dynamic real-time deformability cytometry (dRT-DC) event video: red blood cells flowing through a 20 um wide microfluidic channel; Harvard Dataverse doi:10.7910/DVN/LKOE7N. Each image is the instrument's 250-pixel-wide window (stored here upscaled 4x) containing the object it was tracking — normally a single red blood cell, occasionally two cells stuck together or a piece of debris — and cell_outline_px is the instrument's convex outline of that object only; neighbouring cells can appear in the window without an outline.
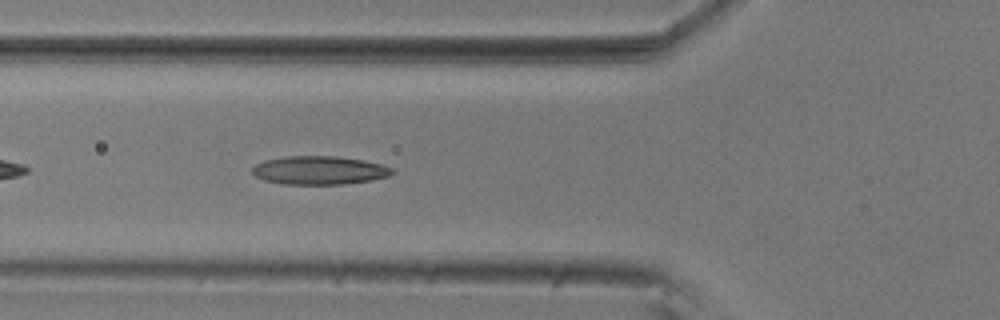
{"species": "common noctule bat (a hibernating species)", "species_latin": "Nyctalus noctula", "temperature_condition": "room temperature", "stored_images_in_passage": 41, "camera_frame_rate_fps": 3000, "um_per_image_px": 0.085, "animal": {"sex": "male", "body_mass_g": 20.5, "forearm_length_mm": 52.5}, "frame": {"image": 1, "passage_image": 6, "time_ms": 1.667, "image_size_px": [1000, 320], "cell_outline_px": [[396, 172], [388, 176], [372, 180], [344, 184], [280, 184], [264, 180], [256, 176], [252, 172], [252, 168], [256, 164], [264, 160], [288, 156], [336, 156], [364, 160], [380, 164], [392, 168]], "centroid_in_image_um": [27.15, 14.48], "position_along_channel_um": 98.7, "area_um2": 23.24}}
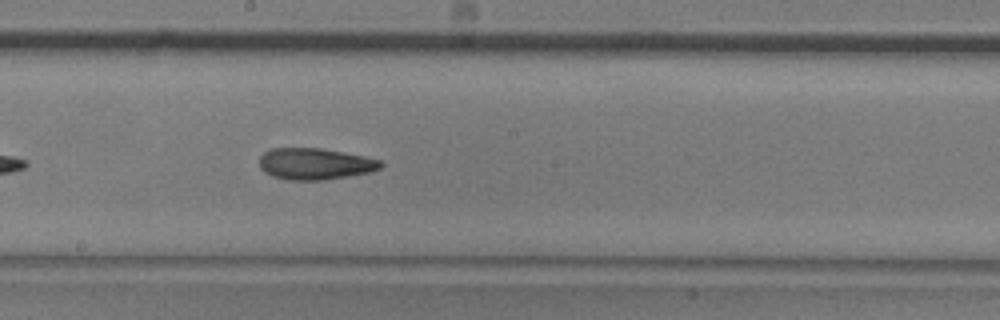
{"frame": {"image": 2, "passage_image": 16, "time_ms": 5.0, "image_size_px": [1000, 320], "cell_outline_px": [[384, 164], [380, 168], [368, 172], [324, 180], [288, 180], [272, 176], [264, 172], [260, 168], [260, 156], [264, 152], [272, 148], [320, 148], [364, 156], [380, 160]], "centroid_in_image_um": [26.74, 13.92], "position_along_channel_um": 221.5, "area_um2": 22.14}}
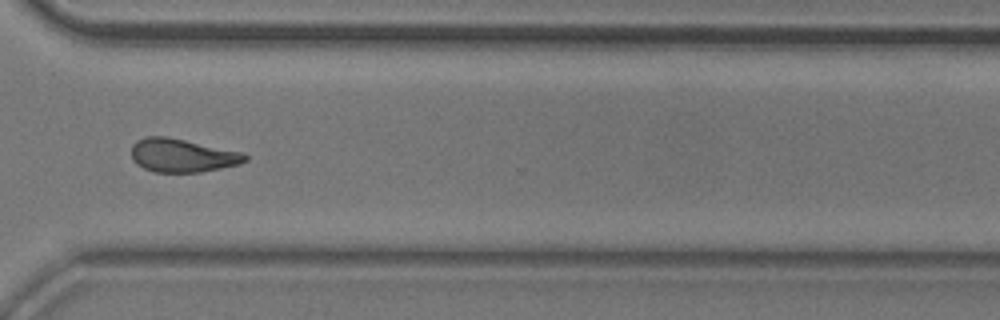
{"frame": {"image": 3, "passage_image": 27, "time_ms": 8.667, "image_size_px": [1000, 320], "cell_outline_px": [[248, 160], [240, 164], [200, 172], [152, 172], [136, 164], [132, 160], [132, 144], [136, 140], [148, 136], [164, 136], [244, 152], [248, 156]], "centroid_in_image_um": [15.49, 13.22], "position_along_channel_um": 355.1, "area_um2": 22.2}}